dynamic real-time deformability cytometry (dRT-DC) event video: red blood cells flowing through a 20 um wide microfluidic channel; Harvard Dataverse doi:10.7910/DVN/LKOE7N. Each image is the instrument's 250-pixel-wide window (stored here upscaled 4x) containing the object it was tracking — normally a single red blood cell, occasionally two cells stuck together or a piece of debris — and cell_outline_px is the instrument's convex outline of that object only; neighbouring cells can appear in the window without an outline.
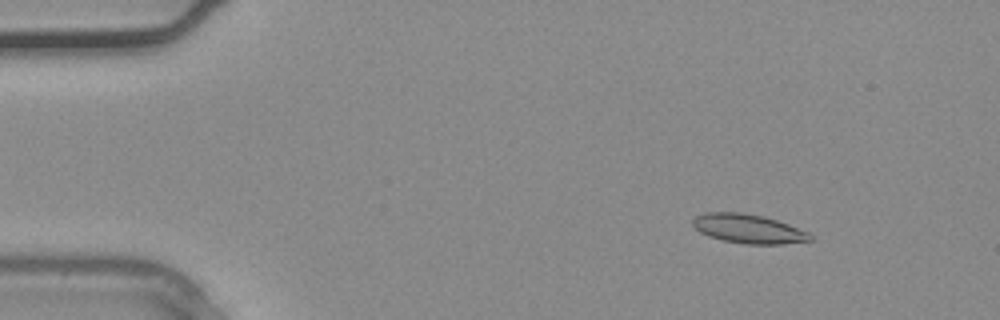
{"species": "common noctule bat (a hibernating species)", "species_latin": "Nyctalus noctula", "temperature_condition": "warm", "stored_images_in_passage": 34, "camera_frame_rate_fps": 3000, "um_per_image_px": 0.085, "animal": {"sex": "male", "body_mass_g": 20.4}, "frame": {"image": 1, "passage_image": 2, "time_ms": 0.333, "image_size_px": [1000, 320], "cell_outline_px": [[812, 240], [784, 244], [748, 244], [720, 240], [708, 236], [700, 232], [692, 224], [692, 220], [696, 216], [704, 212], [744, 212], [764, 216], [788, 224], [808, 232], [812, 236]], "centroid_in_image_um": [63.59, 19.44], "position_along_channel_um": 21.4, "area_um2": 20.0}}
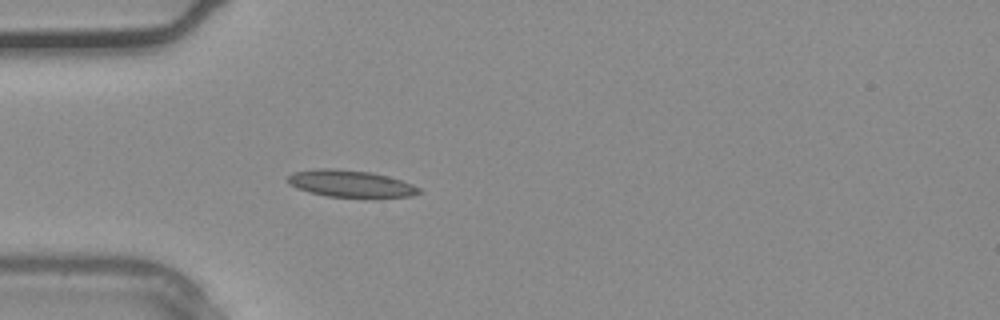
{"frame": {"image": 2, "passage_image": 8, "time_ms": 2.333, "image_size_px": [1000, 320], "cell_outline_px": [[420, 192], [408, 196], [328, 196], [308, 192], [296, 188], [288, 184], [288, 176], [292, 172], [320, 168], [332, 168], [372, 172], [388, 176], [412, 184], [420, 188]], "centroid_in_image_um": [29.72, 15.58], "position_along_channel_um": 55.3, "area_um2": 20.17}}
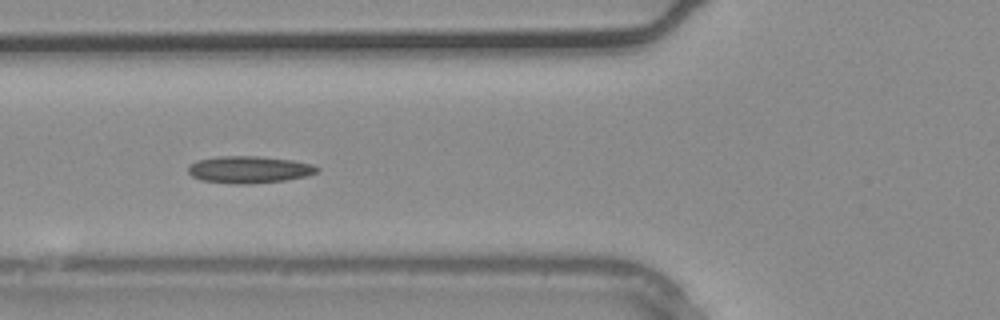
{"frame": {"image": 3, "passage_image": 11, "time_ms": 3.333, "image_size_px": [1000, 320], "cell_outline_px": [[320, 172], [308, 176], [284, 180], [248, 184], [236, 184], [200, 180], [192, 176], [188, 172], [188, 168], [196, 160], [220, 156], [256, 156], [292, 160], [312, 164], [320, 168]], "centroid_in_image_um": [21.21, 14.41], "position_along_channel_um": 104.6, "area_um2": 20.35}}